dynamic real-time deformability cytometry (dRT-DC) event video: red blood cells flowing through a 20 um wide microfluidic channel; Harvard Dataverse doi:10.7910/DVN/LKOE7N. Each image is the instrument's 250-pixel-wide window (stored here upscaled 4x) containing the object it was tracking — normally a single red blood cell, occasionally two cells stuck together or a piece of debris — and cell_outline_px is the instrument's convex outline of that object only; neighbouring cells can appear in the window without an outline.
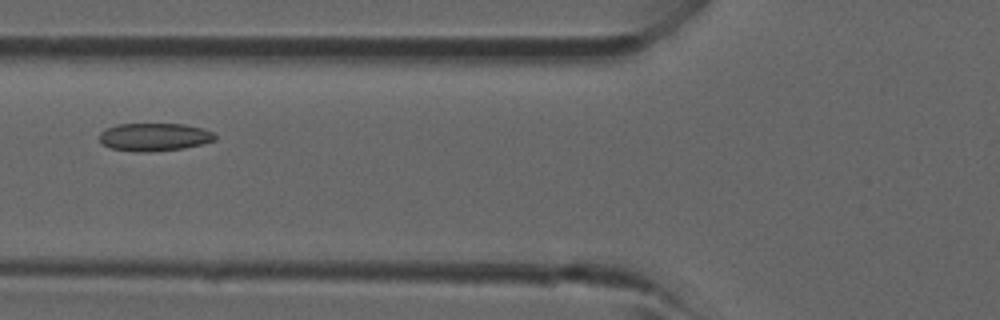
{"species": "common noctule bat (a hibernating species)", "species_latin": "Nyctalus noctula", "temperature_condition": "room temperature", "stored_images_in_passage": 6, "camera_frame_rate_fps": 3000, "um_per_image_px": 0.085, "animal": {"sex": "male", "forearm_length_mm": 52.5}, "frame": {"image": 1, "passage_image": 5, "time_ms": 4.667, "image_size_px": [1000, 320], "cell_outline_px": [[216, 140], [204, 144], [184, 148], [152, 152], [140, 152], [112, 148], [100, 144], [100, 132], [104, 128], [116, 124], [184, 124], [204, 128], [212, 132], [216, 136]], "centroid_in_image_um": [13.12, 11.64], "position_along_channel_um": 112.7, "area_um2": 19.07}}
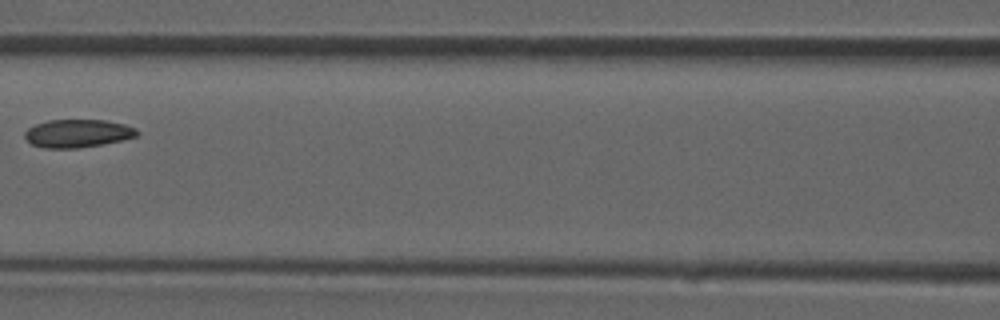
{"frame": {"image": 2, "passage_image": 6, "time_ms": 5.667, "image_size_px": [1000, 320], "cell_outline_px": [[140, 132], [136, 136], [104, 144], [80, 148], [44, 148], [32, 144], [24, 136], [24, 132], [28, 128], [36, 124], [48, 120], [104, 120], [124, 124], [136, 128]], "centroid_in_image_um": [6.6, 11.34], "position_along_channel_um": 160.0, "area_um2": 18.32}}